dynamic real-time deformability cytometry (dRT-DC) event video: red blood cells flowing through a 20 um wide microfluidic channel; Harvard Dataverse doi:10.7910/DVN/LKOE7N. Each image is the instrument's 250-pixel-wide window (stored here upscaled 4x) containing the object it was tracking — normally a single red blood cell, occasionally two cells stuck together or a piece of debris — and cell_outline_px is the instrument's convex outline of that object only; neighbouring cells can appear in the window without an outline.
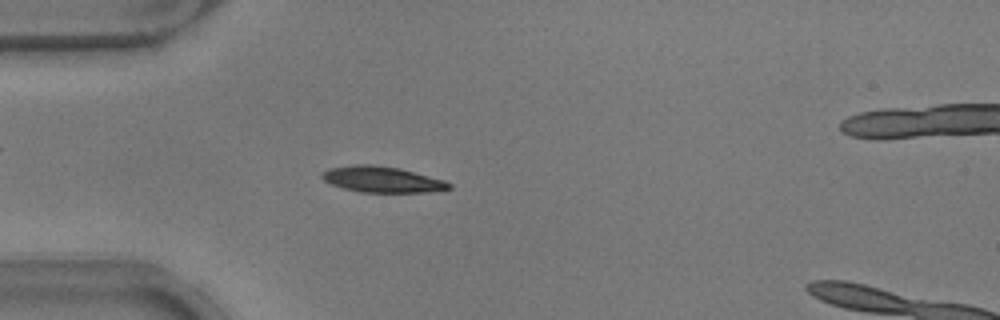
{"species": "common noctule bat (a hibernating species)", "species_latin": "Nyctalus noctula", "temperature_condition": "warm", "stored_images_in_passage": 54, "camera_frame_rate_fps": 3000, "um_per_image_px": 0.085, "animal": {"sex": "male", "body_mass_g": 17.9}, "frame": {"image": 1, "passage_image": 15, "time_ms": 4.667, "image_size_px": [1000, 320], "cell_outline_px": [[452, 188], [428, 192], [360, 192], [344, 188], [332, 184], [324, 180], [320, 176], [320, 172], [328, 168], [352, 164], [372, 164], [400, 168], [444, 180], [452, 184]], "centroid_in_image_um": [32.45, 15.24], "position_along_channel_um": 52.6, "area_um2": 19.31}}
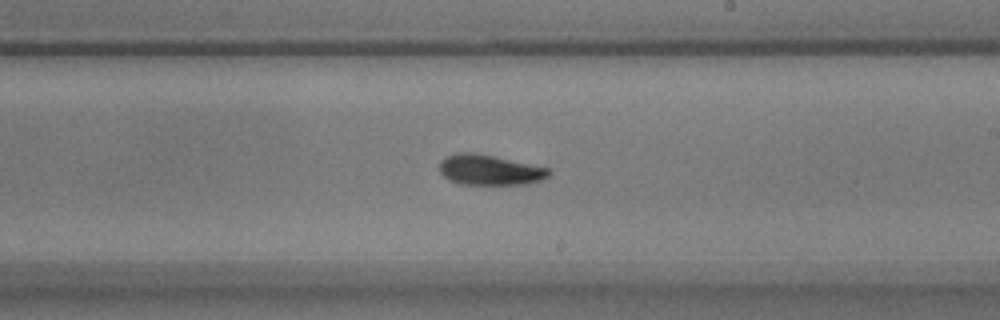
{"frame": {"image": 2, "passage_image": 31, "time_ms": 10.0, "image_size_px": [1000, 320], "cell_outline_px": [[552, 172], [548, 176], [540, 180], [524, 184], [460, 184], [444, 176], [440, 172], [440, 160], [444, 156], [456, 152], [476, 152], [548, 168]], "centroid_in_image_um": [41.58, 14.42], "position_along_channel_um": 247.4, "area_um2": 19.25}}
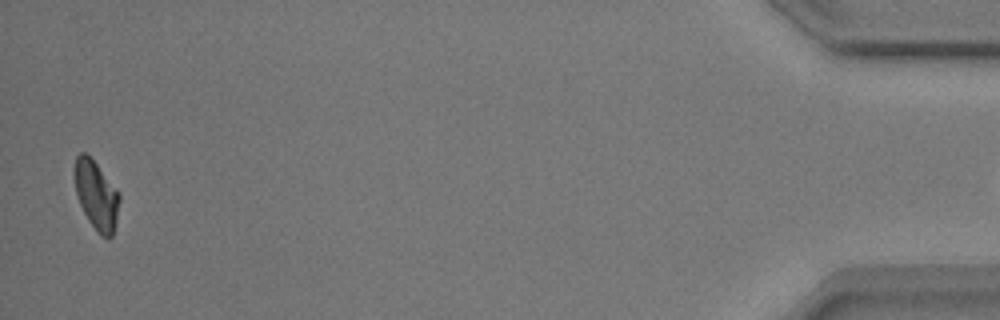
{"frame": {"image": 3, "passage_image": 52, "time_ms": 17.0, "image_size_px": [1000, 320], "cell_outline_px": [[120, 200], [116, 220], [112, 236], [108, 240], [100, 236], [96, 232], [88, 220], [80, 204], [76, 192], [72, 172], [76, 156], [80, 152], [84, 152], [96, 164], [120, 192]], "centroid_in_image_um": [8.17, 16.61], "position_along_channel_um": 427.0, "area_um2": 18.21}, "authors_computed_cell_mechanics": {"area_um2": 18.496, "velocity_mm_per_s": 3.822, "shape_relaxation_time_tau1_ms": 3.309, "shape_relaxation_time_tau2_ms": 3.4442, "deformation_change_tau1": 0.1353, "deformation_change_tau2": 0.0905}}